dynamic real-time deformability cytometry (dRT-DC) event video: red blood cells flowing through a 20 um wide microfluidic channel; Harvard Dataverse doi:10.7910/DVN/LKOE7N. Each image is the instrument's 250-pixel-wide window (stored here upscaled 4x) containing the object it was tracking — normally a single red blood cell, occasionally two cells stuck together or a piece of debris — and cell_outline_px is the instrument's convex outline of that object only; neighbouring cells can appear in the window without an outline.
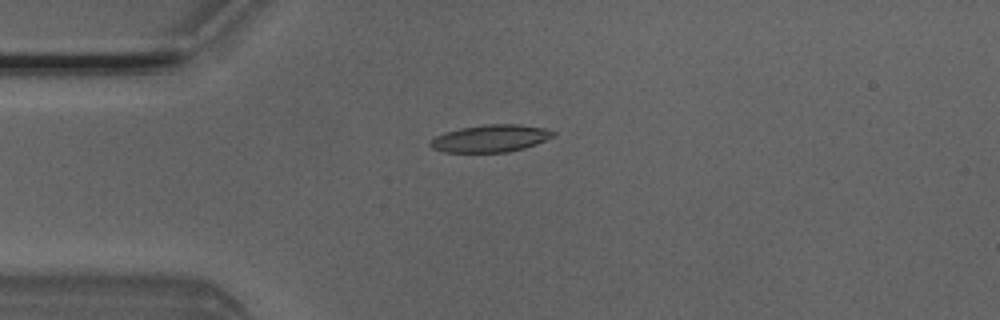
{"species": "Egyptian fruit bat (a non-hibernating species)", "species_latin": "Rousettus aegyptiacus", "temperature_condition": "room temperature", "stored_images_in_passage": 7, "camera_frame_rate_fps": 3000, "um_per_image_px": 0.085, "animal": {"sex": "male"}, "frame": {"image": 1, "passage_image": 3, "time_ms": 0.667, "image_size_px": [1000, 320], "cell_outline_px": [[556, 136], [536, 144], [524, 148], [508, 152], [444, 152], [432, 148], [428, 144], [436, 136], [444, 132], [460, 128], [484, 124], [520, 124], [544, 128], [556, 132]], "centroid_in_image_um": [41.71, 11.76], "position_along_channel_um": 43.3, "area_um2": 19.65}}